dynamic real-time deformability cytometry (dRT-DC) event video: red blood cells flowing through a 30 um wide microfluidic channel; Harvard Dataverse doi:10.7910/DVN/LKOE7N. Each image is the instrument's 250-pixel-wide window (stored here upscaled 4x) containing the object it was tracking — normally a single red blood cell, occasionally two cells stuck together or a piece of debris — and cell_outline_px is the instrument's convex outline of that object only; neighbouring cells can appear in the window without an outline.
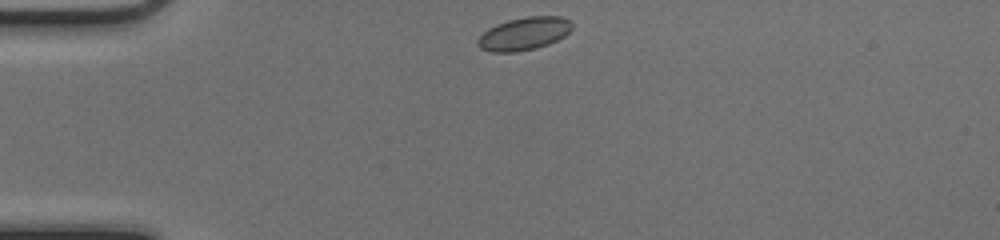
{"species": "common noctule bat (a hibernating species)", "species_latin": "Nyctalus noctula", "temperature_condition": "cold", "stored_images_in_passage": 40, "camera_frame_rate_fps": 3000, "um_per_image_px": 0.085, "animal": {"sex": "female", "body_mass_g": 17.0, "forearm_length_mm": 48.0}, "frame": {"image": 1, "passage_image": 1, "time_ms": 0.0, "image_size_px": [1000, 240], "cell_outline_px": [[572, 28], [564, 36], [548, 44], [536, 48], [516, 52], [492, 52], [480, 48], [476, 44], [476, 40], [488, 28], [496, 24], [508, 20], [528, 16], [560, 16], [568, 20], [572, 24]], "centroid_in_image_um": [44.51, 2.86], "position_along_channel_um": 40.5, "area_um2": 18.03}}
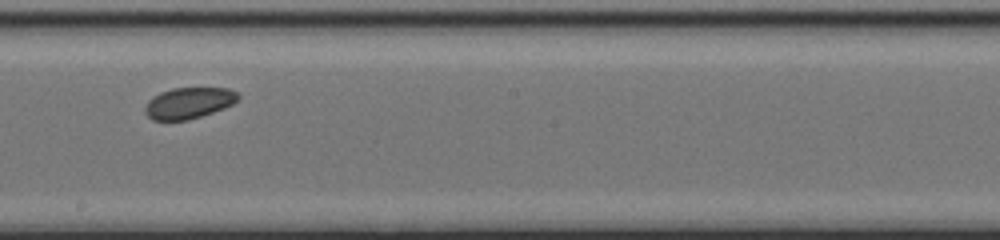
{"frame": {"image": 2, "passage_image": 18, "time_ms": 5.667, "image_size_px": [1000, 240], "cell_outline_px": [[240, 100], [224, 108], [188, 120], [152, 120], [144, 112], [144, 108], [148, 100], [152, 96], [160, 92], [172, 88], [228, 88], [240, 92]], "centroid_in_image_um": [16.06, 8.74], "position_along_channel_um": 232.1, "area_um2": 17.11}}
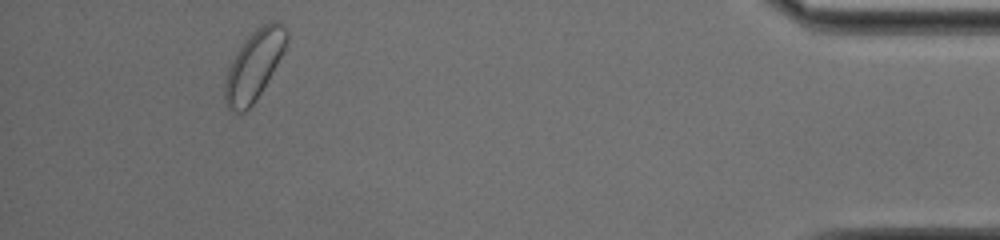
{"frame": {"image": 3, "passage_image": 36, "time_ms": 11.667, "image_size_px": [1000, 240], "cell_outline_px": [[288, 40], [276, 64], [256, 100], [244, 112], [232, 112], [224, 104], [224, 84], [228, 68], [236, 52], [244, 40], [256, 28], [272, 20], [280, 24], [288, 32]], "centroid_in_image_um": [21.55, 5.57], "position_along_channel_um": 413.7, "area_um2": 24.57}, "authors_computed_cell_mechanics": {"area_um2": 18.0047, "velocity_mm_per_s": 4.0378, "shape_relaxation_time_tau1_ms": null, "shape_relaxation_time_tau2_ms": 6.7079, "deformation_change_tau1": null, "deformation_change_tau2": 0.0678}}